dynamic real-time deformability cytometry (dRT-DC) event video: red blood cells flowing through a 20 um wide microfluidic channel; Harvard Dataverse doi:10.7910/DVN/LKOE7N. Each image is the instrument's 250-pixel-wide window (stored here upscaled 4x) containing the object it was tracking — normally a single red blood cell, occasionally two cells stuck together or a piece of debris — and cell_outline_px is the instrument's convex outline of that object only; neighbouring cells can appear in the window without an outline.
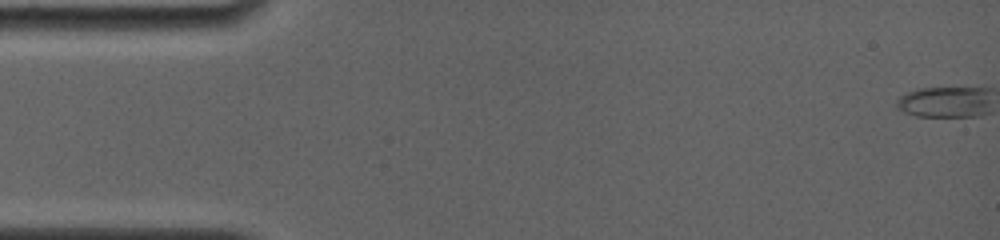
{"species": "common noctule bat (a hibernating species)", "species_latin": "Nyctalus noctula", "temperature_condition": "room temperature", "stored_images_in_passage": 66, "camera_frame_rate_fps": 4000, "um_per_image_px": 0.085, "animal": {"sex": "female", "body_mass_g": 19.0, "forearm_length_mm": 56.7}, "frame": {"image": 1, "passage_image": 1, "time_ms": 0.0, "image_size_px": [1000, 240], "cell_outline_px": [[984, 88], [980, 104], [964, 116], [920, 116], [908, 112], [900, 108], [900, 100], [904, 96], [912, 92], [928, 88]], "centroid_in_image_um": [80.08, 8.64], "position_along_channel_um": 4.9, "area_um2": 14.33}}
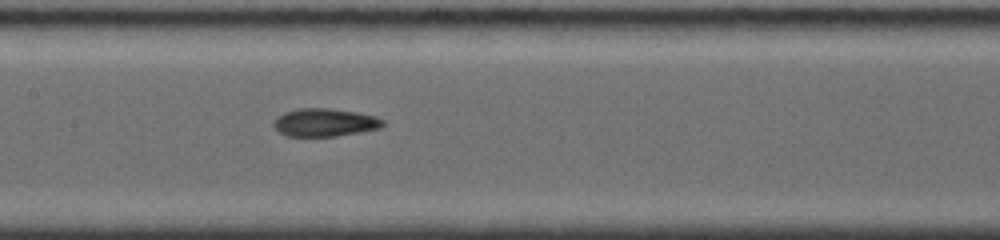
{"frame": {"image": 2, "passage_image": 33, "time_ms": 8.0, "image_size_px": [1000, 240], "cell_outline_px": [[384, 124], [380, 128], [360, 132], [336, 136], [284, 136], [272, 124], [276, 116], [284, 112], [300, 108], [328, 108], [356, 112], [372, 116], [384, 120]], "centroid_in_image_um": [27.56, 10.41], "position_along_channel_um": 179.8, "area_um2": 17.74}}
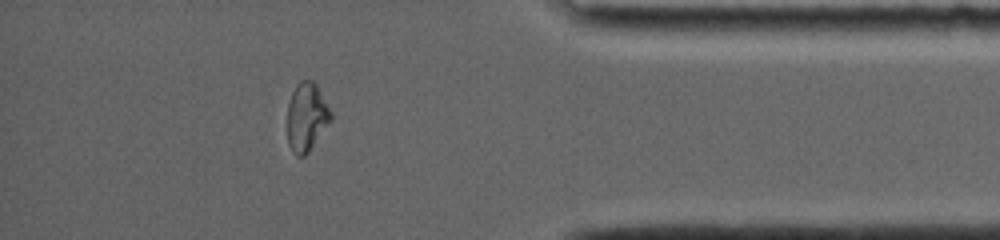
{"frame": {"image": 3, "passage_image": 58, "time_ms": 14.25, "image_size_px": [1000, 240], "cell_outline_px": [[332, 120], [308, 152], [304, 156], [296, 156], [292, 152], [288, 144], [288, 104], [292, 92], [296, 84], [300, 80], [312, 80], [316, 84], [332, 112]], "centroid_in_image_um": [26.06, 9.94], "position_along_channel_um": 409.1, "area_um2": 17.4}, "authors_computed_cell_mechanics": {"area_um2": 17.7735, "velocity_mm_per_s": 3.9245, "shape_relaxation_time_tau1_ms": 6.7113, "shape_relaxation_time_tau2_ms": 2.856, "deformation_change_tau1": 0.1944, "deformation_change_tau2": 0.0665}}